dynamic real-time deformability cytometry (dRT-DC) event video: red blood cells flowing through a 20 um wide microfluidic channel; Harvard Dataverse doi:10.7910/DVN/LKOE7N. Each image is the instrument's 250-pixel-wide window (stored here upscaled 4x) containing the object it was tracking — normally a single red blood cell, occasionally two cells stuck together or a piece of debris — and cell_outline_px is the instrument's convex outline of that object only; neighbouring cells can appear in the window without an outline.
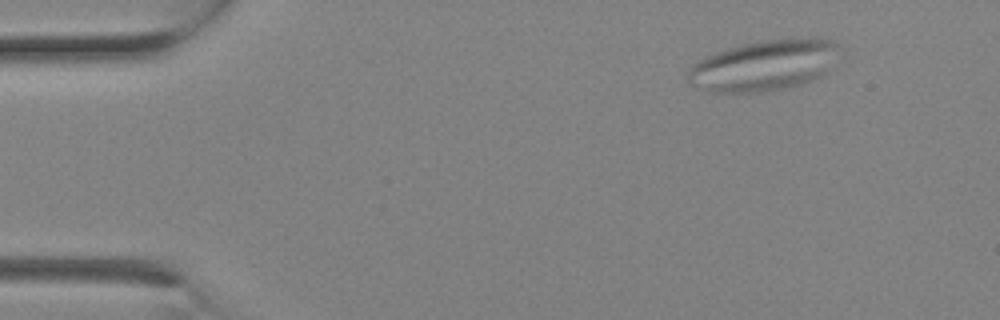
{"species": "Egyptian fruit bat (a non-hibernating species)", "species_latin": "Rousettus aegyptiacus", "temperature_condition": "room temperature", "stored_images_in_passage": 2, "camera_frame_rate_fps": 3000, "um_per_image_px": 0.085, "animal": {"sex": "female"}, "frame": {"image": 1, "passage_image": 1, "time_ms": 0.0, "image_size_px": [1000, 320], "cell_outline_px": [[836, 44], [828, 72], [820, 76], [792, 88], [764, 92], [712, 92], [688, 84], [684, 76], [688, 68], [692, 64], [704, 56], [728, 48], [744, 44], [764, 40], [792, 36], [816, 36], [836, 40]], "centroid_in_image_um": [64.89, 5.54], "position_along_channel_um": 20.1, "area_um2": 45.55}}